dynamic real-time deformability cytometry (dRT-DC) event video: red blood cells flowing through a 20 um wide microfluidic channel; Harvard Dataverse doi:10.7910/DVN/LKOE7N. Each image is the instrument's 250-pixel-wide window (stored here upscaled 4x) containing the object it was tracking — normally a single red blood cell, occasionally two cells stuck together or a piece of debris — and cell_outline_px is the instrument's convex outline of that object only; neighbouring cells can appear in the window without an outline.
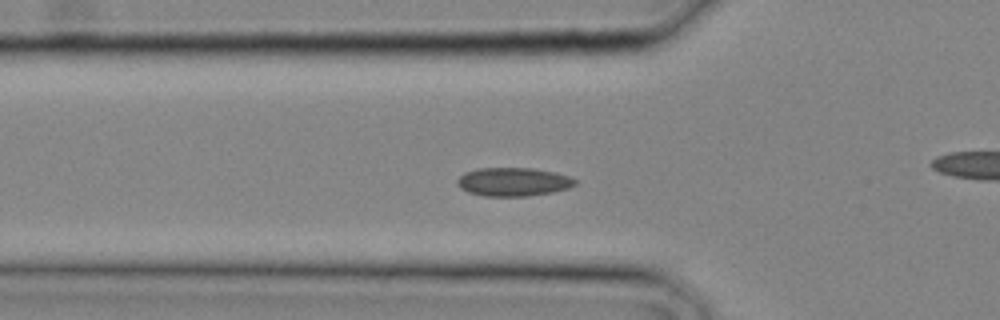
{"species": "common noctule bat (a hibernating species)", "species_latin": "Nyctalus noctula", "temperature_condition": "cold", "stored_images_in_passage": 21, "camera_frame_rate_fps": 3000, "um_per_image_px": 0.085, "animal": {"sex": "male", "body_mass_g": 20.4}, "frame": {"image": 1, "passage_image": 10, "time_ms": 3.0, "image_size_px": [1000, 320], "cell_outline_px": [[576, 184], [568, 188], [552, 192], [528, 196], [484, 196], [468, 192], [460, 188], [456, 184], [456, 180], [464, 172], [476, 168], [532, 168], [556, 172], [568, 176], [576, 180]], "centroid_in_image_um": [43.59, 15.45], "position_along_channel_um": 82.2, "area_um2": 19.71}}
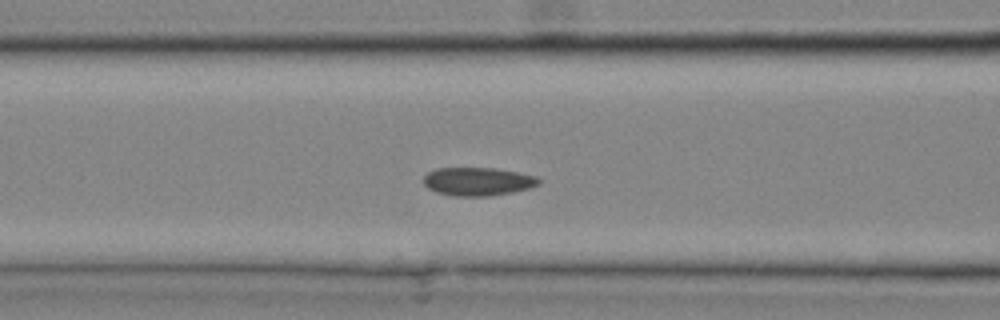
{"frame": {"image": 2, "passage_image": 12, "time_ms": 3.667, "image_size_px": [1000, 320], "cell_outline_px": [[540, 184], [532, 188], [512, 192], [488, 196], [456, 196], [436, 192], [428, 188], [424, 184], [424, 176], [428, 172], [436, 168], [496, 168], [536, 176], [540, 180]], "centroid_in_image_um": [40.63, 15.43], "position_along_channel_um": 126.0, "area_um2": 19.02}}